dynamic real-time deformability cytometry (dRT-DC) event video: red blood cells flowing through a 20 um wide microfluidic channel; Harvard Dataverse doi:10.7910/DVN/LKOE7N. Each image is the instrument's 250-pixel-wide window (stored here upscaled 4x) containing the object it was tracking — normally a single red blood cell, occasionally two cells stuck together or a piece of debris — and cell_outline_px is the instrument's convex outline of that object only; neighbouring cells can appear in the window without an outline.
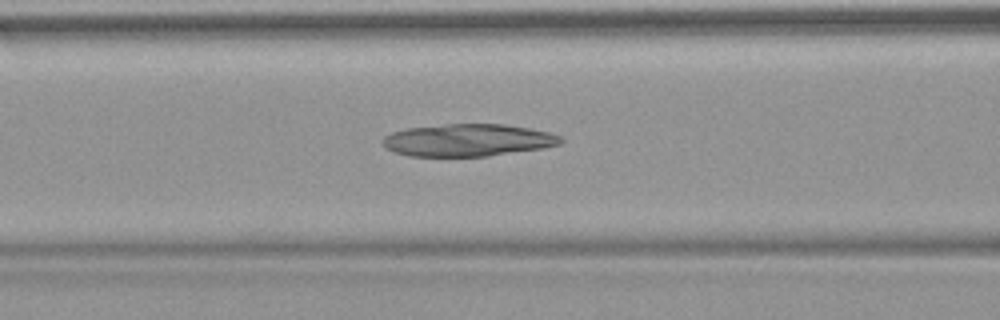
{"species": "common noctule bat (a hibernating species)", "species_latin": "Nyctalus noctula", "temperature_condition": "warm", "stored_images_in_passage": 45, "camera_frame_rate_fps": 3000, "um_per_image_px": 0.085, "animal": {"sex": "female", "body_mass_g": 18.4}, "frame": {"image": 1, "passage_image": 14, "time_ms": 4.333, "image_size_px": [1000, 320], "cell_outline_px": [[564, 140], [560, 144], [544, 148], [488, 156], [408, 156], [396, 152], [388, 148], [380, 140], [384, 136], [392, 132], [408, 128], [444, 124], [504, 124], [528, 128], [548, 132], [564, 136]], "centroid_in_image_um": [39.81, 11.91], "position_along_channel_um": 126.8, "area_um2": 33.58}}